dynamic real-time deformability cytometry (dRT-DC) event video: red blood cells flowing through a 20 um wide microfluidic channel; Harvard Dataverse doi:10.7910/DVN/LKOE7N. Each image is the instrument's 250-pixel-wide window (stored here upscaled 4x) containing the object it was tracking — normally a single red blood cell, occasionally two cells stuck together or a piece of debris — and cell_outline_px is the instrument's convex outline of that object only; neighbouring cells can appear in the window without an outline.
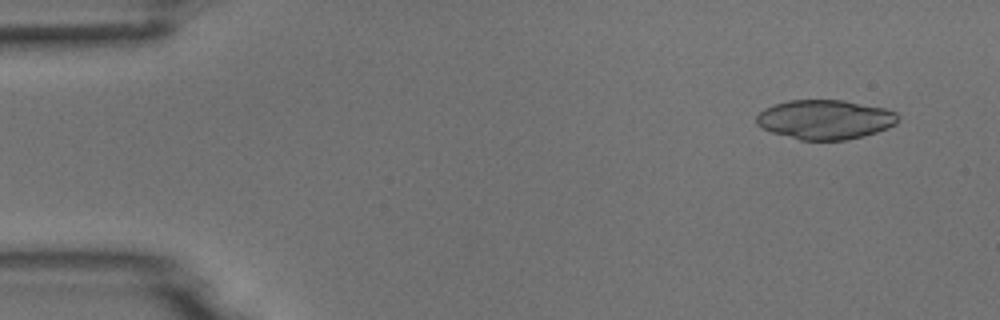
{"species": "common noctule bat (a hibernating species)", "species_latin": "Nyctalus noctula", "temperature_condition": "room temperature", "stored_images_in_passage": 3, "camera_frame_rate_fps": 3000, "um_per_image_px": 0.085, "animal": {"sex": "male", "body_mass_g": 18.8}, "frame": {"image": 1, "passage_image": 1, "time_ms": 0.0, "image_size_px": [1000, 320], "cell_outline_px": [[900, 120], [896, 124], [888, 128], [864, 136], [848, 140], [800, 140], [772, 132], [760, 128], [756, 124], [756, 116], [764, 108], [788, 100], [844, 100], [884, 108], [896, 112], [900, 116]], "centroid_in_image_um": [70.15, 10.16], "position_along_channel_um": 14.9, "area_um2": 32.77}}